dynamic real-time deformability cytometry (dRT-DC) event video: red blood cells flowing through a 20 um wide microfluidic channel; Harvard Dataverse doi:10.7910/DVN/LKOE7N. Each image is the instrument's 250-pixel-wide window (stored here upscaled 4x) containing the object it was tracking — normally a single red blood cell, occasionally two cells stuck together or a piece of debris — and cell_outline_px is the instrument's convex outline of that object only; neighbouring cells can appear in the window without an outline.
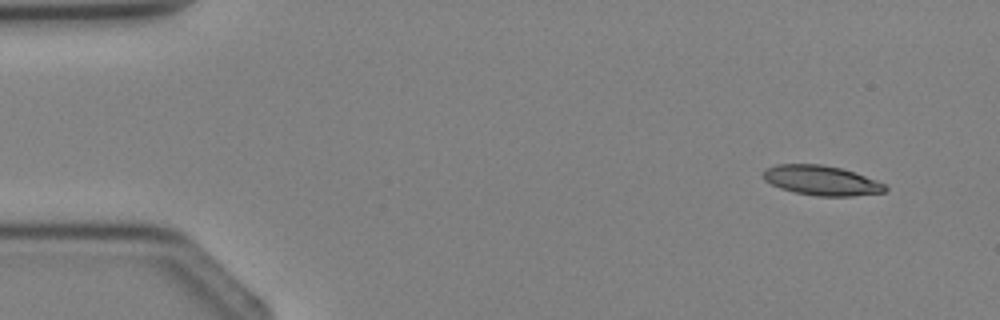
{"species": "Egyptian fruit bat (a non-hibernating species)", "species_latin": "Rousettus aegyptiacus", "temperature_condition": "cold", "stored_images_in_passage": 4, "camera_frame_rate_fps": 3000, "um_per_image_px": 0.085, "animal": {"sex": "female"}, "frame": {"image": 1, "passage_image": 1, "time_ms": 0.0, "image_size_px": [1000, 320], "cell_outline_px": [[888, 188], [884, 192], [852, 196], [816, 196], [796, 192], [780, 188], [764, 180], [764, 168], [776, 164], [820, 164], [840, 168], [856, 172], [884, 184]], "centroid_in_image_um": [69.81, 15.33], "position_along_channel_um": 15.2, "area_um2": 21.04}}